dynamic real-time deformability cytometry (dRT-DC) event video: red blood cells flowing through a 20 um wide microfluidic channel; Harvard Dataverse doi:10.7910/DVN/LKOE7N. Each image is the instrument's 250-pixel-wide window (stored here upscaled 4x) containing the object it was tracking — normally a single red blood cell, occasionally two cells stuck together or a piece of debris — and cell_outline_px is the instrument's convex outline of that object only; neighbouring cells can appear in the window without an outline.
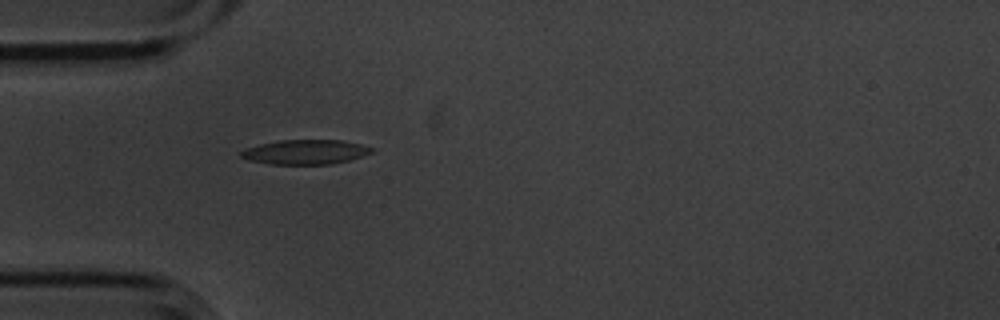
{"species": "common noctule bat (a hibernating species)", "species_latin": "Nyctalus noctula", "temperature_condition": "cold", "stored_images_in_passage": 5, "camera_frame_rate_fps": 3000, "um_per_image_px": 0.085, "animal": {"sex": "male", "body_mass_g": 20.1, "forearm_length_mm": 53.5}, "frame": {"image": 1, "passage_image": 5, "time_ms": 1.333, "image_size_px": [1000, 320], "cell_outline_px": [[372, 152], [348, 160], [332, 164], [272, 164], [248, 160], [240, 156], [240, 152], [244, 148], [260, 144], [280, 140], [340, 140], [360, 144], [372, 148]], "centroid_in_image_um": [25.9, 12.92], "position_along_channel_um": 59.1, "area_um2": 18.5}}